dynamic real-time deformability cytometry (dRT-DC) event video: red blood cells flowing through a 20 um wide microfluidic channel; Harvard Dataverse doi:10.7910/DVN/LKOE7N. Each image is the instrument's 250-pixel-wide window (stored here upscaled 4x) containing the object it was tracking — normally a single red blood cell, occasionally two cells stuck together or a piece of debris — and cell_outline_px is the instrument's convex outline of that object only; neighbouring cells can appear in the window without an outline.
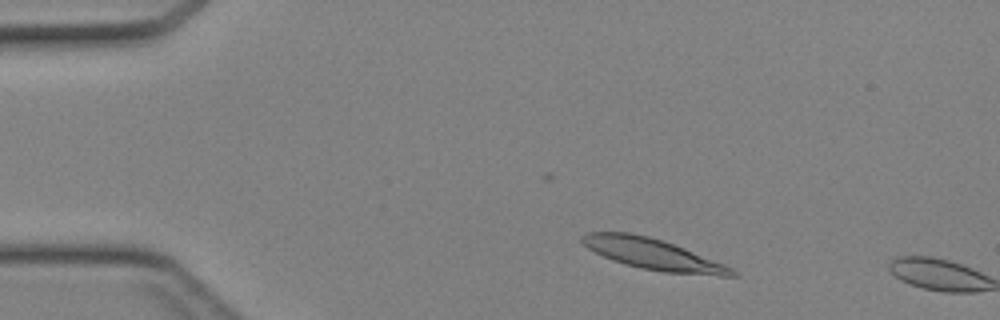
{"species": "Egyptian fruit bat (a non-hibernating species)", "species_latin": "Rousettus aegyptiacus", "temperature_condition": "cold", "stored_images_in_passage": 4, "camera_frame_rate_fps": 3000, "um_per_image_px": 0.085, "animal": {"sex": "female"}, "frame": {"image": 1, "passage_image": 3, "time_ms": 0.667, "image_size_px": [1000, 320], "cell_outline_px": [[740, 276], [720, 276], [664, 272], [640, 268], [612, 260], [588, 248], [580, 240], [580, 236], [584, 232], [628, 232], [648, 236], [664, 240], [724, 264], [732, 268]], "centroid_in_image_um": [55.49, 21.6], "position_along_channel_um": 29.5, "area_um2": 26.93}}